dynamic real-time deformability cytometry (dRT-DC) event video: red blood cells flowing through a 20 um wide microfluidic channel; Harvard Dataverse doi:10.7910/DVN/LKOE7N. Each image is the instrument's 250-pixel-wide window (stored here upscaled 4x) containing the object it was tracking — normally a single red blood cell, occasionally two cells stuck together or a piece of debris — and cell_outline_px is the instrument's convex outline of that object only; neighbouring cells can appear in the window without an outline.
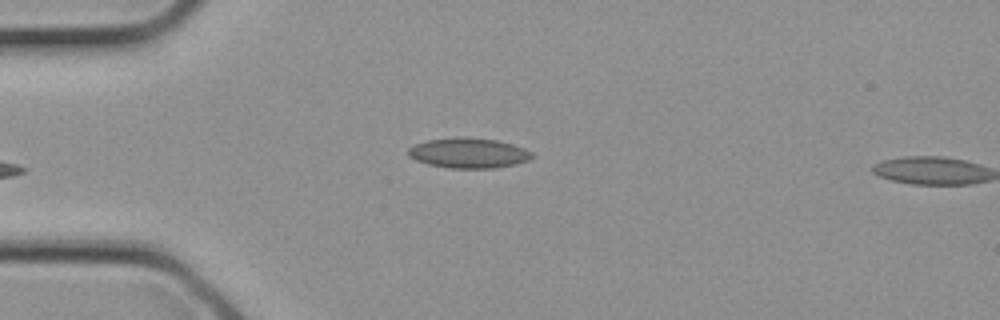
{"species": "common noctule bat (a hibernating species)", "species_latin": "Nyctalus noctula", "temperature_condition": "cold", "stored_images_in_passage": 4, "segment_of_instrument_passage": [1, 2], "camera_frame_rate_fps": 3000, "um_per_image_px": 0.085, "animal": {"sex": "female", "body_mass_g": 21.9}, "frame": {"image": 1, "passage_image": 3, "time_ms": 0.667, "image_size_px": [1000, 320], "cell_outline_px": [[536, 156], [528, 160], [516, 164], [492, 168], [448, 168], [428, 164], [416, 160], [408, 156], [408, 148], [416, 144], [428, 140], [456, 136], [464, 136], [496, 140], [512, 144], [524, 148], [532, 152]], "centroid_in_image_um": [39.84, 13.0], "position_along_channel_um": 45.2, "area_um2": 21.91}}